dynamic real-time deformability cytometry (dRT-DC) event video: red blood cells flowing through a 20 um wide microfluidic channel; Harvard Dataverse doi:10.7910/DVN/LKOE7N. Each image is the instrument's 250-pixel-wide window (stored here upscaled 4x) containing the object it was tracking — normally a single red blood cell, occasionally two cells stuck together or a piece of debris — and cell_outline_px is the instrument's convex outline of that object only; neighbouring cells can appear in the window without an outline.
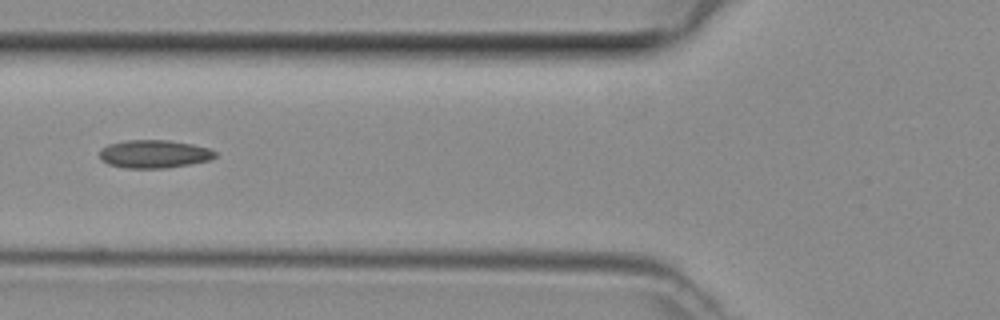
{"species": "common noctule bat (a hibernating species)", "species_latin": "Nyctalus noctula", "temperature_condition": "room temperature", "stored_images_in_passage": 47, "camera_frame_rate_fps": 3000, "um_per_image_px": 0.085, "animal": {"sex": "female", "body_mass_g": 29.2, "forearm_length_mm": 56.3}, "frame": {"image": 1, "passage_image": 18, "time_ms": 5.667, "image_size_px": [1000, 320], "cell_outline_px": [[216, 156], [208, 160], [168, 168], [128, 168], [108, 164], [100, 156], [100, 148], [108, 144], [128, 140], [168, 140], [192, 144], [208, 148], [216, 152]], "centroid_in_image_um": [13.09, 13.08], "position_along_channel_um": 112.7, "area_um2": 18.73}}
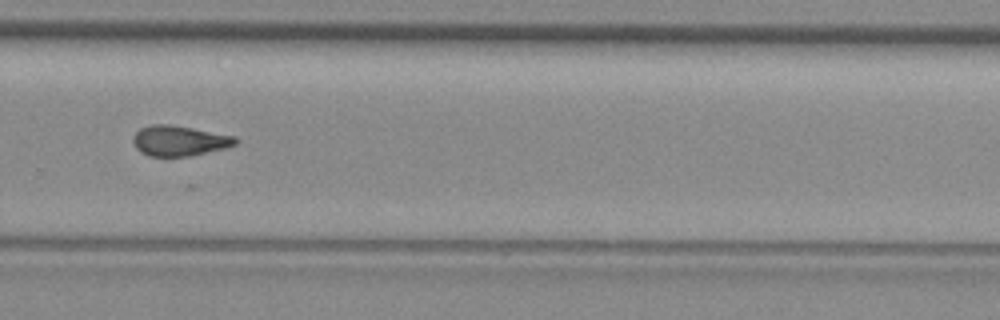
{"frame": {"image": 2, "passage_image": 32, "time_ms": 10.333, "image_size_px": [1000, 320], "cell_outline_px": [[240, 140], [236, 144], [224, 148], [188, 156], [148, 156], [136, 148], [132, 140], [136, 132], [140, 128], [152, 124], [168, 124], [192, 128], [236, 136]], "centroid_in_image_um": [15.24, 11.95], "position_along_channel_um": 314.6, "area_um2": 17.98}}
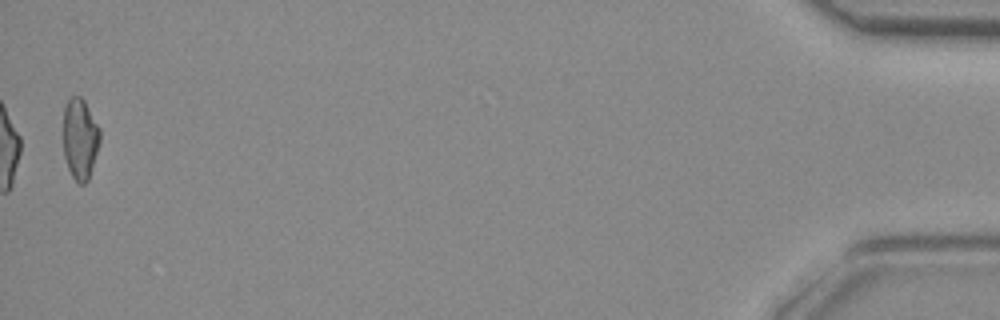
{"frame": {"image": 3, "passage_image": 47, "time_ms": 15.333, "image_size_px": [1000, 320], "cell_outline_px": [[100, 140], [92, 168], [88, 180], [84, 184], [76, 184], [68, 168], [64, 156], [64, 108], [68, 100], [72, 96], [80, 96], [84, 100], [100, 128]], "centroid_in_image_um": [6.81, 11.81], "position_along_channel_um": 428.4, "area_um2": 17.28}}